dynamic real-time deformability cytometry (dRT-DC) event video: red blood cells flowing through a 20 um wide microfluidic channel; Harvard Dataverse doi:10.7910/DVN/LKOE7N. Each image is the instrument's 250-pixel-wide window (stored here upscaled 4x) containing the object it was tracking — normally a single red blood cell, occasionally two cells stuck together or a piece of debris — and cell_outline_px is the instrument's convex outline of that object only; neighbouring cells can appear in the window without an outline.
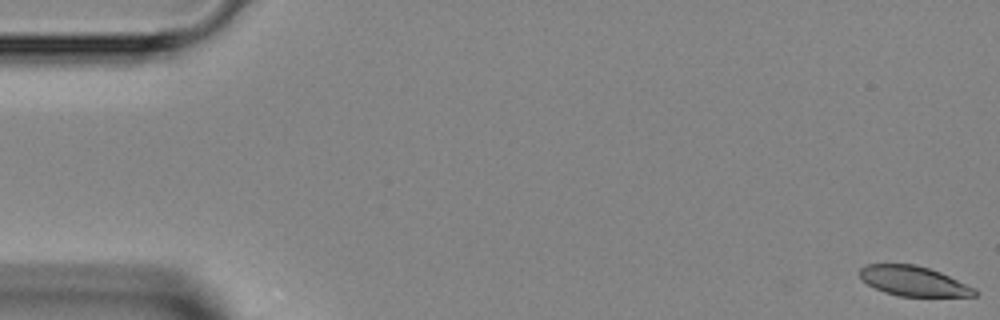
{"species": "Egyptian fruit bat (a non-hibernating species)", "species_latin": "Rousettus aegyptiacus", "temperature_condition": "room temperature", "stored_images_in_passage": 48, "camera_frame_rate_fps": 3000, "um_per_image_px": 0.085, "animal": {"sex": "female"}, "frame": {"image": 1, "passage_image": 1, "time_ms": 0.0, "image_size_px": [1000, 320], "cell_outline_px": [[976, 296], [900, 296], [884, 292], [868, 284], [860, 276], [860, 268], [864, 264], [916, 264], [940, 272], [976, 288]], "centroid_in_image_um": [77.65, 23.88], "position_along_channel_um": 7.3, "area_um2": 19.83}}
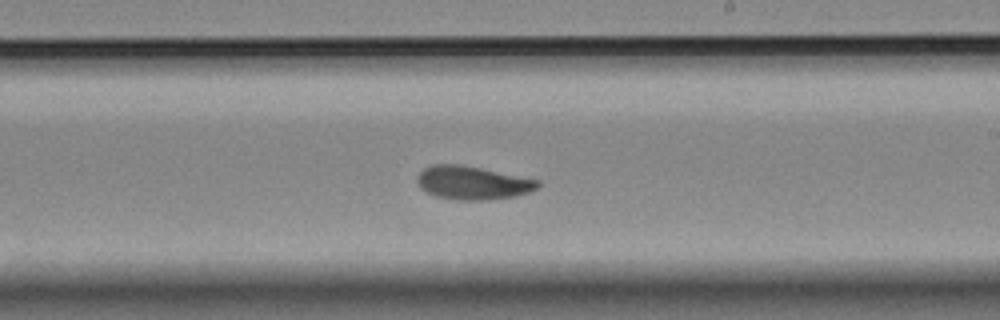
{"frame": {"image": 2, "passage_image": 28, "time_ms": 9.0, "image_size_px": [1000, 320], "cell_outline_px": [[540, 188], [516, 196], [484, 200], [456, 200], [436, 196], [420, 188], [416, 180], [416, 176], [424, 168], [432, 164], [460, 164], [540, 180]], "centroid_in_image_um": [40.16, 15.54], "position_along_channel_um": 248.8, "area_um2": 23.52}}
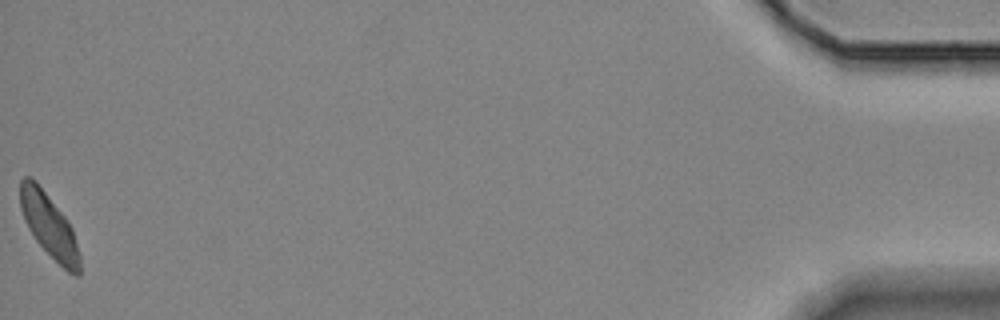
{"frame": {"image": 3, "passage_image": 48, "time_ms": 15.667, "image_size_px": [1000, 320], "cell_outline_px": [[80, 276], [76, 276], [68, 272], [36, 240], [28, 228], [24, 220], [20, 208], [20, 180], [24, 176], [32, 176], [36, 180], [64, 216], [72, 228], [80, 256]], "centroid_in_image_um": [4.16, 19.14], "position_along_channel_um": 431.0, "area_um2": 21.85}}